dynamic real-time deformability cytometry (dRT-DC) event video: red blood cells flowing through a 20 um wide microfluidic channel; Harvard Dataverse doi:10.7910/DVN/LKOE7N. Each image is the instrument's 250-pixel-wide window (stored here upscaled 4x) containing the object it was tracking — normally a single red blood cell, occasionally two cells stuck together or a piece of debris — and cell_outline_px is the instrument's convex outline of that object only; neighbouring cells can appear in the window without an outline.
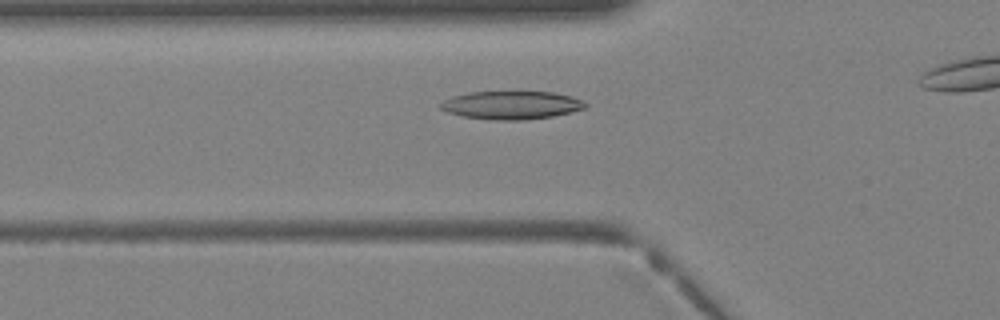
{"species": "Egyptian fruit bat (a non-hibernating species)", "species_latin": "Rousettus aegyptiacus", "temperature_condition": "warm", "stored_images_in_passage": 21, "camera_frame_rate_fps": 3000, "um_per_image_px": 0.085, "animal": {"sex": "female"}, "frame": {"image": 1, "passage_image": 2, "time_ms": 0.333, "image_size_px": [1000, 320], "cell_outline_px": [[588, 104], [584, 108], [552, 116], [524, 120], [492, 120], [464, 116], [448, 112], [440, 108], [440, 104], [444, 100], [452, 96], [468, 92], [512, 88], [520, 88], [552, 92], [572, 96], [584, 100]], "centroid_in_image_um": [43.48, 8.86], "position_along_channel_um": 82.3, "area_um2": 24.97}}
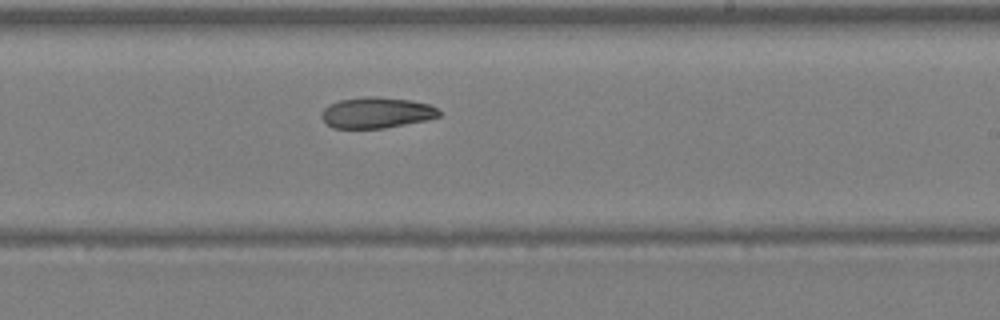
{"frame": {"image": 2, "passage_image": 12, "time_ms": 3.667, "image_size_px": [1000, 320], "cell_outline_px": [[440, 116], [428, 120], [384, 128], [332, 128], [320, 116], [320, 112], [328, 104], [340, 100], [364, 96], [372, 96], [408, 100], [428, 104], [436, 108], [440, 112]], "centroid_in_image_um": [31.97, 9.58], "position_along_channel_um": 257.0, "area_um2": 21.15}}
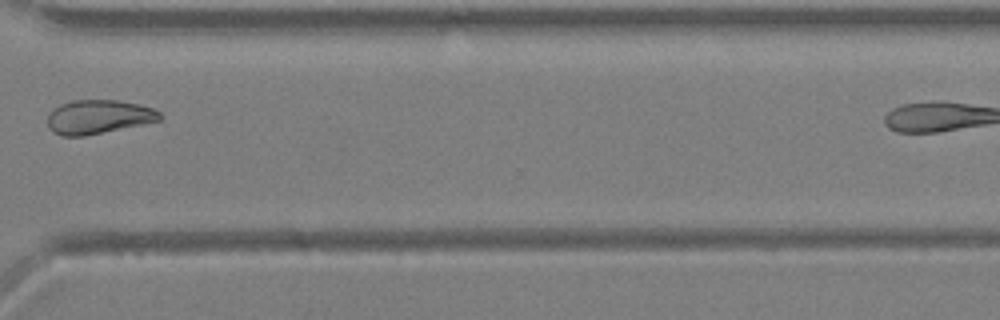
{"frame": {"image": 3, "passage_image": 18, "time_ms": 5.667, "image_size_px": [1000, 320], "cell_outline_px": [[164, 120], [84, 136], [60, 136], [52, 132], [48, 124], [48, 116], [60, 104], [72, 100], [120, 100], [140, 104], [152, 108], [160, 112], [164, 116]], "centroid_in_image_um": [8.43, 9.93], "position_along_channel_um": 362.2, "area_um2": 22.37}}